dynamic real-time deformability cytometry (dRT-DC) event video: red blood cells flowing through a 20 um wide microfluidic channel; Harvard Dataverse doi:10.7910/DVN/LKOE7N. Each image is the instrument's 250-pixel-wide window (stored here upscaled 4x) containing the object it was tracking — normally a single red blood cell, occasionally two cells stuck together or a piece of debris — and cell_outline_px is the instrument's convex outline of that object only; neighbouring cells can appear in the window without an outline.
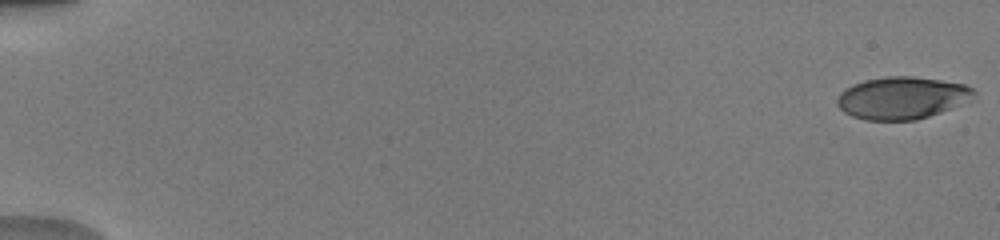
{"species": "human", "species_latin": "Homo sapiens", "temperature_condition": "warm", "stored_images_in_passage": 52, "camera_frame_rate_fps": 3000, "um_per_image_px": 0.085, "donor": {"sex": "male"}, "frame": {"image": 1, "passage_image": 1, "time_ms": 0.0, "image_size_px": [1000, 240], "cell_outline_px": [[976, 92], [972, 100], [940, 112], [916, 120], [864, 120], [852, 116], [844, 112], [836, 104], [836, 100], [840, 92], [844, 88], [852, 84], [864, 80], [888, 76], [912, 76], [940, 80], [964, 84], [972, 88]], "centroid_in_image_um": [76.64, 8.32], "position_along_channel_um": 8.4, "area_um2": 33.81}}
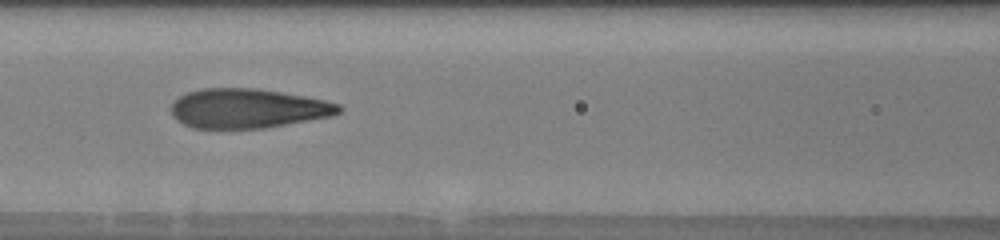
{"frame": {"image": 2, "passage_image": 25, "time_ms": 8.0, "image_size_px": [1000, 240], "cell_outline_px": [[344, 108], [340, 112], [332, 116], [264, 128], [192, 128], [176, 120], [172, 116], [172, 104], [180, 96], [188, 92], [200, 88], [256, 88], [304, 96], [324, 100], [340, 104]], "centroid_in_image_um": [21.07, 9.21], "position_along_channel_um": 145.5, "area_um2": 38.49}}
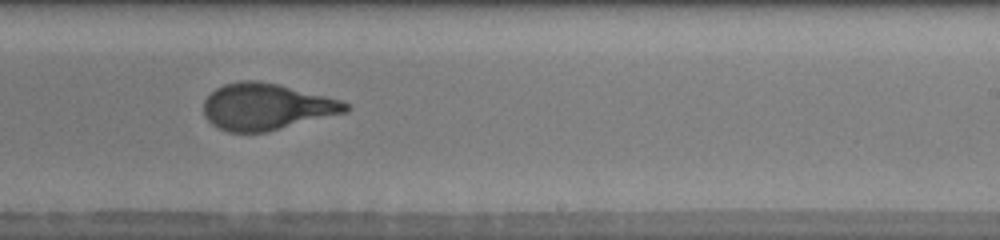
{"frame": {"image": 3, "passage_image": 34, "time_ms": 11.0, "image_size_px": [1000, 240], "cell_outline_px": [[352, 108], [348, 112], [268, 132], [228, 132], [212, 124], [204, 116], [204, 100], [216, 88], [224, 84], [240, 80], [256, 80], [276, 84], [340, 100], [348, 104]], "centroid_in_image_um": [22.64, 9.08], "position_along_channel_um": 266.4, "area_um2": 38.38}, "authors_computed_cell_mechanics": {"area_um2": 37.9457, "velocity_mm_per_s": 4.0339, "shape_relaxation_time_tau1_ms": 4.0235, "shape_relaxation_time_tau2_ms": null, "deformation_change_tau1": 0.2159, "deformation_change_tau2": null}}